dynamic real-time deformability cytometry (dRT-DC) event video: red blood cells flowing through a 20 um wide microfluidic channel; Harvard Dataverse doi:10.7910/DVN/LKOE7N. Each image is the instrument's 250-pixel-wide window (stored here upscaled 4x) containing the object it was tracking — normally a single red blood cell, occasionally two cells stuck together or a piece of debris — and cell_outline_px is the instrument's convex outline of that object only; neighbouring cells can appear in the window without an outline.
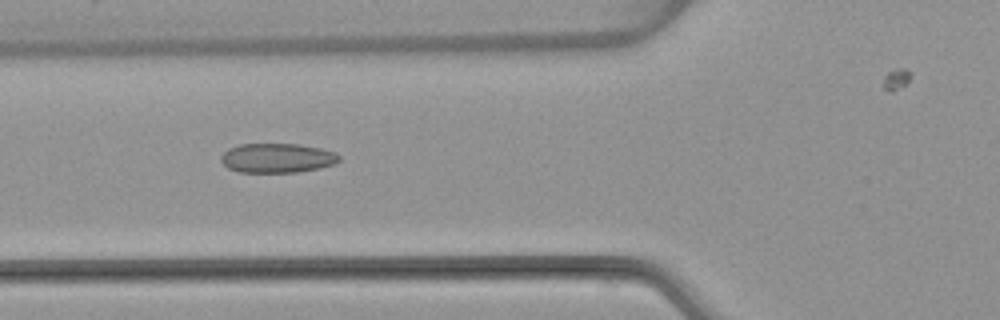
{"species": "common noctule bat (a hibernating species)", "species_latin": "Nyctalus noctula", "temperature_condition": "warm", "stored_images_in_passage": 7, "camera_frame_rate_fps": 3000, "um_per_image_px": 0.085, "animal": {"sex": "female", "body_mass_g": 22.7, "forearm_length_mm": 54.2}, "frame": {"image": 1, "passage_image": 5, "time_ms": 5.667, "image_size_px": [1000, 320], "cell_outline_px": [[340, 160], [336, 164], [320, 168], [296, 172], [240, 172], [228, 168], [220, 160], [220, 156], [228, 148], [240, 144], [300, 144], [320, 148], [336, 152], [340, 156]], "centroid_in_image_um": [23.58, 13.43], "position_along_channel_um": 102.2, "area_um2": 20.4}}
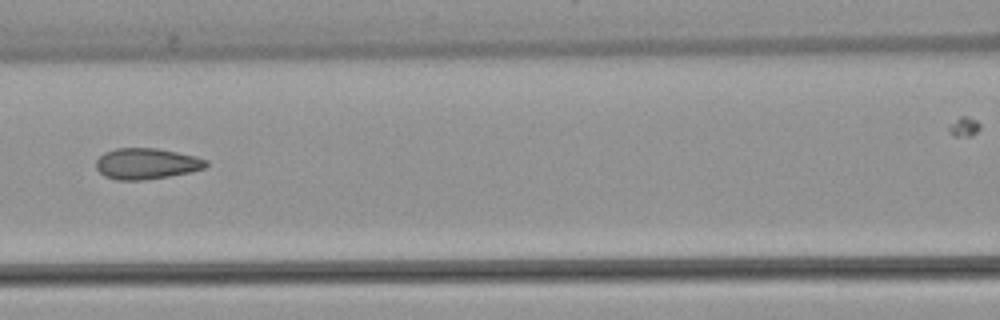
{"frame": {"image": 2, "passage_image": 6, "time_ms": 7.0, "image_size_px": [1000, 320], "cell_outline_px": [[208, 164], [204, 168], [192, 172], [144, 180], [116, 180], [104, 176], [96, 168], [96, 160], [104, 152], [116, 148], [156, 148], [196, 156], [208, 160]], "centroid_in_image_um": [12.45, 13.91], "position_along_channel_um": 154.2, "area_um2": 19.94}}